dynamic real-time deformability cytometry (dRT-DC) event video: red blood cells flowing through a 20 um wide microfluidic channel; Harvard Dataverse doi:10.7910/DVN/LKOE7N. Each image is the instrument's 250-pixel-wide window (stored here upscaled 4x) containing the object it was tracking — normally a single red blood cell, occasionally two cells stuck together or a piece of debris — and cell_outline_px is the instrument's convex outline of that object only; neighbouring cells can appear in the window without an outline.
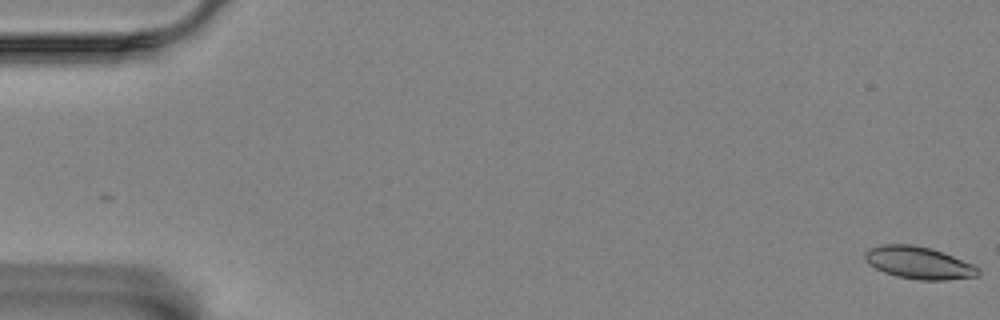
{"species": "Egyptian fruit bat (a non-hibernating species)", "species_latin": "Rousettus aegyptiacus", "temperature_condition": "room temperature", "stored_images_in_passage": 61, "camera_frame_rate_fps": 3000, "um_per_image_px": 0.085, "animal": {"sex": "female"}, "frame": {"image": 1, "passage_image": 1, "time_ms": 0.0, "image_size_px": [1000, 320], "cell_outline_px": [[980, 272], [976, 276], [948, 280], [920, 280], [896, 276], [884, 272], [868, 264], [864, 260], [864, 252], [880, 244], [912, 244], [932, 248], [972, 264], [980, 268]], "centroid_in_image_um": [78.07, 22.33], "position_along_channel_um": 6.9, "area_um2": 21.33}}
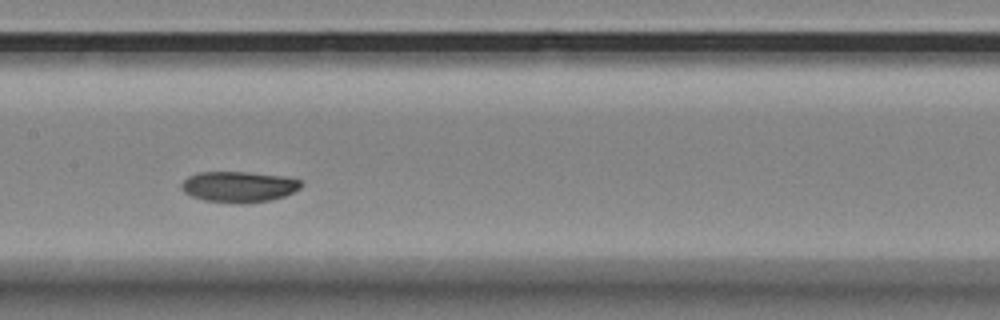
{"frame": {"image": 2, "passage_image": 30, "time_ms": 9.667, "image_size_px": [1000, 320], "cell_outline_px": [[304, 184], [300, 188], [284, 196], [272, 200], [244, 204], [240, 204], [204, 200], [192, 196], [184, 192], [180, 188], [180, 184], [188, 176], [200, 172], [248, 172], [284, 176], [300, 180]], "centroid_in_image_um": [20.3, 15.88], "position_along_channel_um": 187.1, "area_um2": 21.68}}
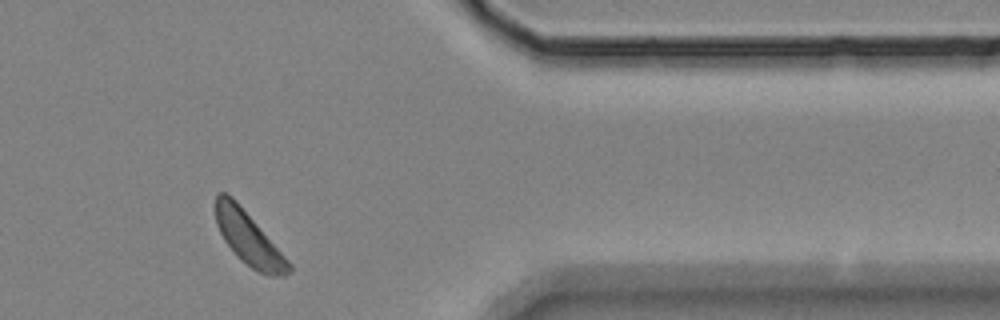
{"frame": {"image": 3, "passage_image": 50, "time_ms": 16.333, "image_size_px": [1000, 320], "cell_outline_px": [[292, 272], [284, 276], [268, 276], [252, 268], [240, 260], [236, 256], [224, 240], [216, 224], [216, 192], [224, 192], [232, 196], [236, 200], [292, 264]], "centroid_in_image_um": [21.15, 20.28], "position_along_channel_um": 390.3, "area_um2": 22.54}}